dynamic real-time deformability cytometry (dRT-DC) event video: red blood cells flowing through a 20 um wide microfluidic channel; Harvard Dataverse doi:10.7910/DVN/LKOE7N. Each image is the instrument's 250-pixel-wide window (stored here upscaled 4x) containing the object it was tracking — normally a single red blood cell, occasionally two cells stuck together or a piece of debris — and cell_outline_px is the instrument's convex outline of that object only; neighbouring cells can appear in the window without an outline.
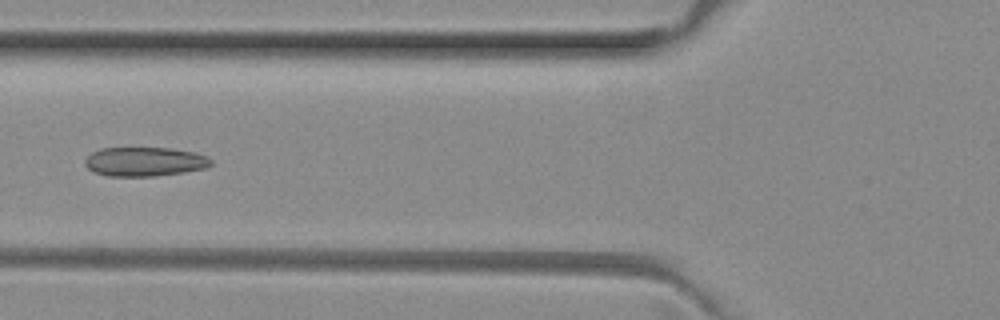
{"species": "common noctule bat (a hibernating species)", "species_latin": "Nyctalus noctula", "temperature_condition": "room temperature", "stored_images_in_passage": 3, "camera_frame_rate_fps": 3000, "um_per_image_px": 0.085, "animal": {"sex": "female", "body_mass_g": 29.2, "forearm_length_mm": 56.3}, "frame": {"image": 1, "passage_image": 3, "time_ms": 0.667, "image_size_px": [1000, 320], "cell_outline_px": [[212, 164], [208, 168], [184, 172], [152, 176], [108, 176], [92, 172], [84, 164], [84, 160], [92, 152], [100, 148], [172, 148], [196, 152], [208, 156], [212, 160]], "centroid_in_image_um": [12.32, 13.74], "position_along_channel_um": 113.5, "area_um2": 21.68}}